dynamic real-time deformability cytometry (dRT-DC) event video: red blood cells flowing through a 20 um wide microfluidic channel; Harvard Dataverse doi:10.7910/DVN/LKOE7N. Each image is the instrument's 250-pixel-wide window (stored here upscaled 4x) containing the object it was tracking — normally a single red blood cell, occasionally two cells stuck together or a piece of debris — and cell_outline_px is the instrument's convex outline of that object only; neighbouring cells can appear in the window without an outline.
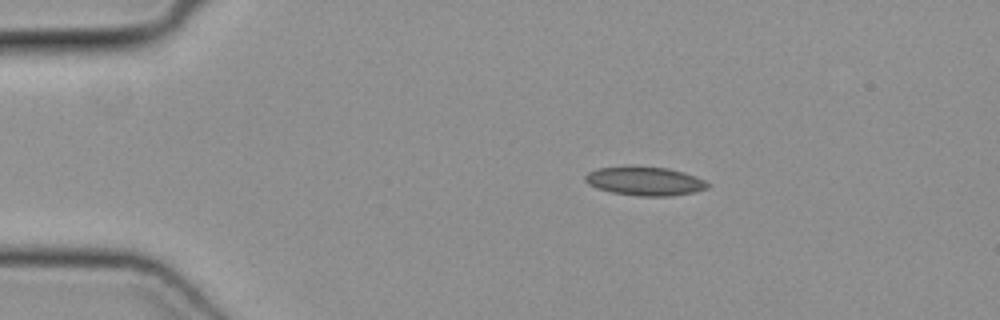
{"species": "common noctule bat (a hibernating species)", "species_latin": "Nyctalus noctula", "temperature_condition": "cold", "stored_images_in_passage": 16, "camera_frame_rate_fps": 3000, "um_per_image_px": 0.085, "animal": {"sex": "female", "body_mass_g": 19.3, "forearm_length_mm": 54.1}, "frame": {"image": 1, "passage_image": 1, "time_ms": 0.0, "image_size_px": [1000, 320], "cell_outline_px": [[708, 188], [696, 192], [672, 196], [636, 196], [612, 192], [596, 188], [588, 184], [584, 180], [584, 176], [588, 172], [596, 168], [624, 164], [668, 168], [684, 172], [696, 176], [704, 180], [708, 184]], "centroid_in_image_um": [54.76, 15.37], "position_along_channel_um": 30.2, "area_um2": 21.21}}
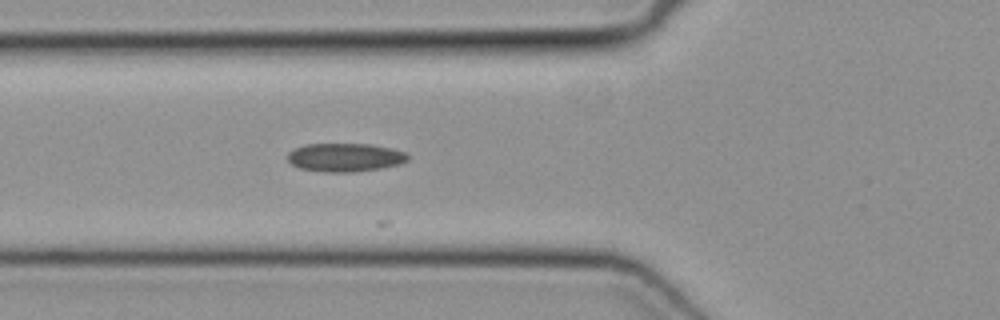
{"frame": {"image": 2, "passage_image": 10, "time_ms": 3.0, "image_size_px": [1000, 320], "cell_outline_px": [[408, 160], [400, 164], [380, 168], [352, 172], [324, 172], [300, 168], [292, 164], [288, 160], [288, 152], [304, 144], [372, 144], [392, 148], [408, 152]], "centroid_in_image_um": [29.36, 13.37], "position_along_channel_um": 96.4, "area_um2": 20.0}}
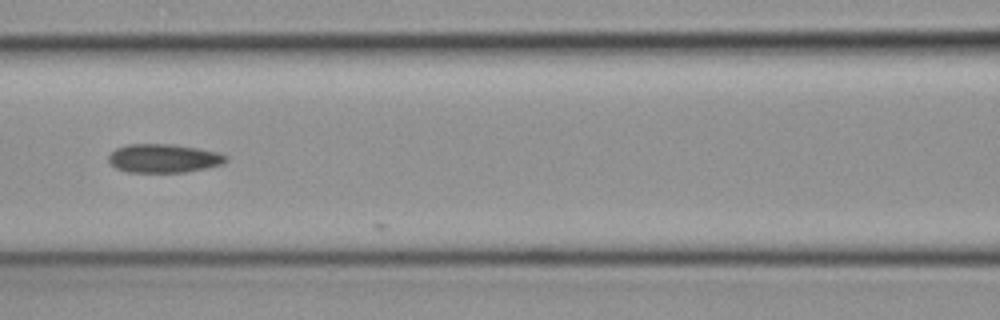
{"frame": {"image": 3, "passage_image": 14, "time_ms": 4.333, "image_size_px": [1000, 320], "cell_outline_px": [[228, 160], [224, 164], [208, 168], [188, 172], [128, 172], [116, 168], [108, 160], [108, 156], [116, 148], [128, 144], [172, 144], [196, 148], [216, 152], [228, 156]], "centroid_in_image_um": [13.94, 13.46], "position_along_channel_um": 152.7, "area_um2": 19.65}}